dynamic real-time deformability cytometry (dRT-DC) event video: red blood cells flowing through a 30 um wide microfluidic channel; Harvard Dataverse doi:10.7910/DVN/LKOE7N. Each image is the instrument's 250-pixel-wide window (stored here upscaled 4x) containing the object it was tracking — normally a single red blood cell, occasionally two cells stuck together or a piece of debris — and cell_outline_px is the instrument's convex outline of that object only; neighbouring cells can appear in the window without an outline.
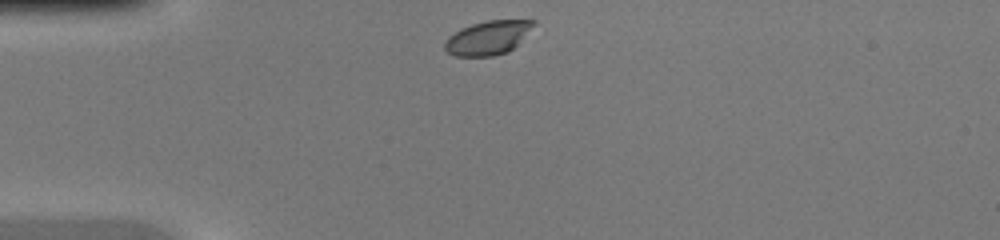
{"species": "common noctule bat (a hibernating species)", "species_latin": "Nyctalus noctula", "temperature_condition": "warm", "stored_images_in_passage": 30, "camera_frame_rate_fps": 3000, "um_per_image_px": 0.085, "animal": {"sex": "female", "body_mass_g": 20.0, "forearm_length_mm": 54.0}, "frame": {"image": 1, "passage_image": 1, "time_ms": 0.0, "image_size_px": [1000, 240], "cell_outline_px": [[536, 24], [508, 52], [492, 56], [456, 56], [448, 52], [444, 48], [444, 40], [448, 36], [460, 28], [472, 24], [488, 20], [536, 20]], "centroid_in_image_um": [41.44, 3.2], "position_along_channel_um": 43.6, "area_um2": 17.46}}
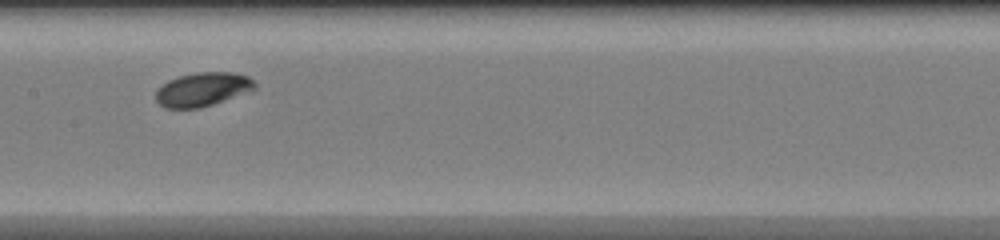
{"frame": {"image": 2, "passage_image": 13, "time_ms": 4.0, "image_size_px": [1000, 240], "cell_outline_px": [[256, 88], [252, 92], [200, 108], [164, 108], [156, 100], [156, 88], [160, 84], [168, 80], [180, 76], [196, 72], [236, 72], [248, 76], [256, 84]], "centroid_in_image_um": [17.24, 7.59], "position_along_channel_um": 190.2, "area_um2": 19.88}}
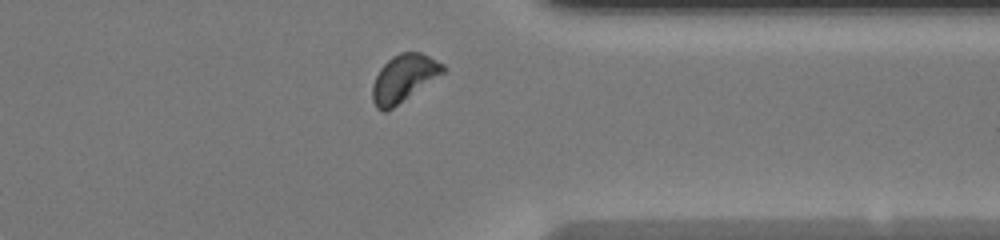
{"frame": {"image": 3, "passage_image": 26, "time_ms": 8.333, "image_size_px": [1000, 240], "cell_outline_px": [[448, 68], [444, 72], [392, 108], [384, 112], [376, 108], [372, 100], [372, 84], [380, 68], [392, 56], [400, 52], [420, 52], [444, 64]], "centroid_in_image_um": [34.3, 6.64], "position_along_channel_um": 377.1, "area_um2": 19.19}}